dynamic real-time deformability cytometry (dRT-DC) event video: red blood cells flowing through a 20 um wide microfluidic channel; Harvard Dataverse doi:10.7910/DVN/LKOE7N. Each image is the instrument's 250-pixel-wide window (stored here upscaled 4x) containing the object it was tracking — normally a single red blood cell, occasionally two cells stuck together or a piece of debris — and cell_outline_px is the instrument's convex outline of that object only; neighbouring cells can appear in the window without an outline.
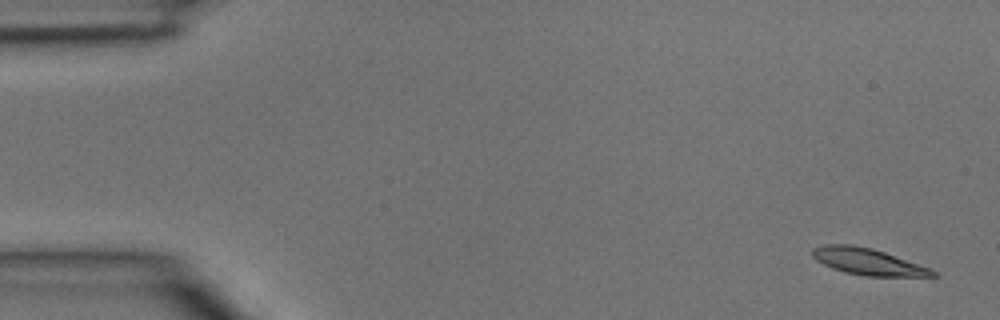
{"species": "common noctule bat (a hibernating species)", "species_latin": "Nyctalus noctula", "temperature_condition": "room temperature", "stored_images_in_passage": 5, "camera_frame_rate_fps": 3000, "um_per_image_px": 0.085, "animal": {"sex": "male", "body_mass_g": 15.6}, "frame": {"image": 1, "passage_image": 1, "time_ms": 0.0, "image_size_px": [1000, 320], "cell_outline_px": [[940, 276], [864, 276], [844, 272], [832, 268], [816, 260], [812, 256], [812, 248], [824, 244], [852, 244], [872, 248], [932, 268]], "centroid_in_image_um": [73.77, 22.23], "position_along_channel_um": 11.2, "area_um2": 18.73}}
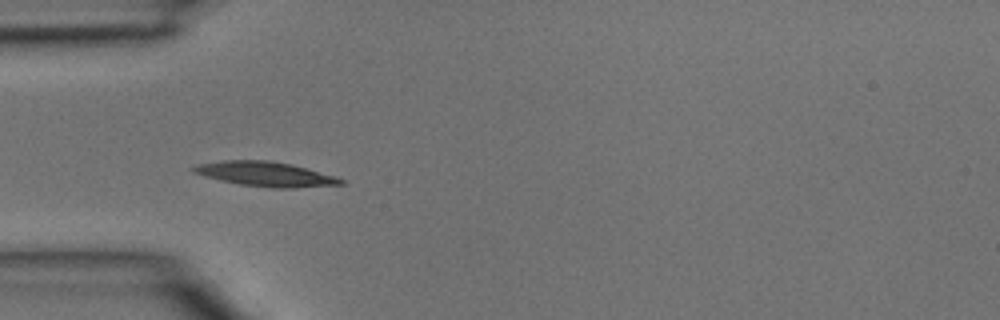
{"frame": {"image": 2, "passage_image": 4, "time_ms": 1.0, "image_size_px": [1000, 320], "cell_outline_px": [[344, 184], [292, 188], [272, 188], [240, 184], [220, 180], [204, 176], [192, 172], [192, 168], [196, 164], [224, 160], [268, 160], [292, 164], [336, 176], [344, 180]], "centroid_in_image_um": [22.56, 14.79], "position_along_channel_um": 62.4, "area_um2": 21.15}}